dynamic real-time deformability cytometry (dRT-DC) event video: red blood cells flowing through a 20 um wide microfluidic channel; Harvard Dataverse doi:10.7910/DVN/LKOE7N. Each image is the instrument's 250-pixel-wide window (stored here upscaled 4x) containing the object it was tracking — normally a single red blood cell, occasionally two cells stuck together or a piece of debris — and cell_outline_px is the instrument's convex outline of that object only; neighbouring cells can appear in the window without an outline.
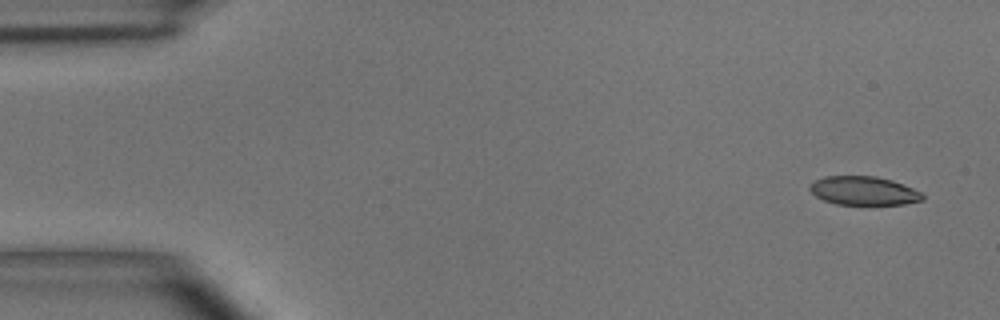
{"species": "common noctule bat (a hibernating species)", "species_latin": "Nyctalus noctula", "temperature_condition": "room temperature", "stored_images_in_passage": 7, "camera_frame_rate_fps": 3000, "um_per_image_px": 0.085, "animal": {"sex": "male", "body_mass_g": 15.6}, "frame": {"image": 1, "passage_image": 1, "time_ms": 0.0, "image_size_px": [1000, 320], "cell_outline_px": [[924, 200], [904, 204], [836, 204], [824, 200], [816, 196], [808, 188], [816, 180], [824, 176], [876, 176], [892, 180], [912, 188], [920, 192], [924, 196]], "centroid_in_image_um": [73.42, 16.21], "position_along_channel_um": 11.6, "area_um2": 18.67}}
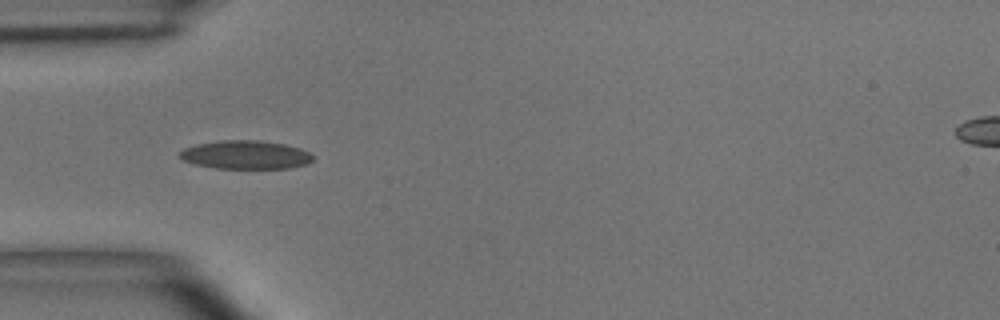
{"frame": {"image": 2, "passage_image": 4, "time_ms": 4.333, "image_size_px": [1000, 320], "cell_outline_px": [[312, 160], [308, 164], [288, 168], [216, 168], [196, 164], [184, 160], [180, 156], [180, 152], [184, 148], [196, 144], [220, 140], [260, 140], [284, 144], [300, 148], [308, 152], [312, 156]], "centroid_in_image_um": [20.88, 13.15], "position_along_channel_um": 64.1, "area_um2": 21.96}}
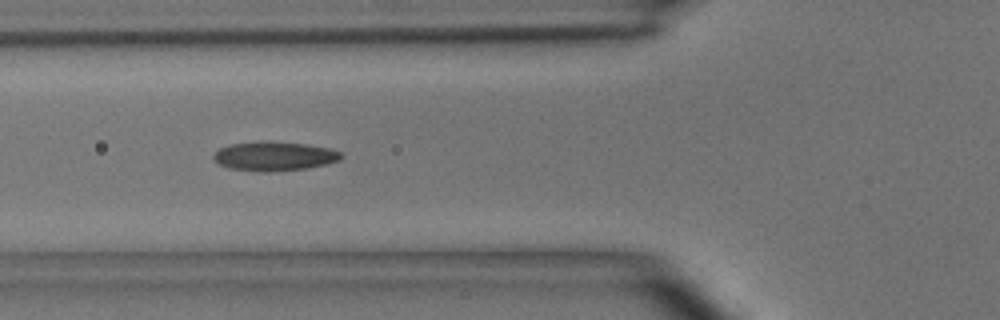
{"frame": {"image": 3, "passage_image": 5, "time_ms": 5.333, "image_size_px": [1000, 320], "cell_outline_px": [[344, 156], [340, 160], [328, 164], [308, 168], [268, 172], [264, 172], [232, 168], [220, 164], [212, 160], [212, 156], [220, 148], [228, 144], [260, 140], [264, 140], [308, 144], [328, 148], [340, 152]], "centroid_in_image_um": [23.32, 13.26], "position_along_channel_um": 102.5, "area_um2": 21.96}}